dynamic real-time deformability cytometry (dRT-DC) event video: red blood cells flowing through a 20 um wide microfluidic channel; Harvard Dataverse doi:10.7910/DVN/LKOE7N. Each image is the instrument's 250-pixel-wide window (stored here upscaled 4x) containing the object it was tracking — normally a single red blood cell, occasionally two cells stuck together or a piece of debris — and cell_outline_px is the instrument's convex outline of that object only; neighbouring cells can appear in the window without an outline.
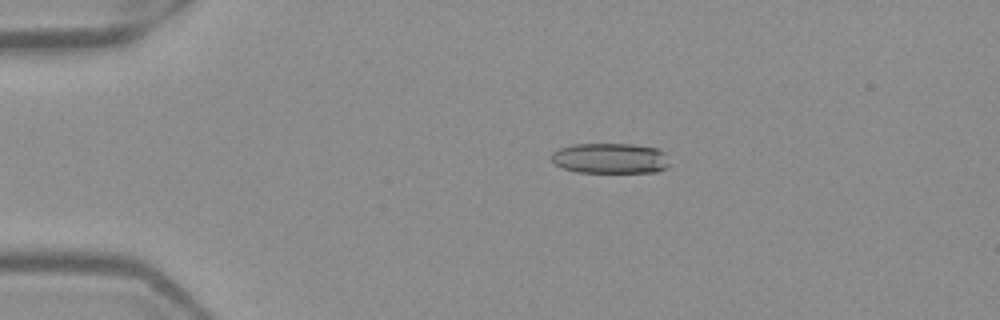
{"species": "Egyptian fruit bat (a non-hibernating species)", "species_latin": "Rousettus aegyptiacus", "temperature_condition": "warm", "stored_images_in_passage": 52, "camera_frame_rate_fps": 3000, "um_per_image_px": 0.085, "frame": {"image": 1, "passage_image": 11, "time_ms": 3.333, "image_size_px": [1000, 320], "cell_outline_px": [[668, 168], [656, 172], [576, 172], [564, 168], [556, 164], [552, 160], [552, 152], [560, 148], [572, 144], [632, 144], [656, 148], [664, 152], [668, 164]], "centroid_in_image_um": [51.87, 13.45], "position_along_channel_um": 33.1, "area_um2": 20.87}}
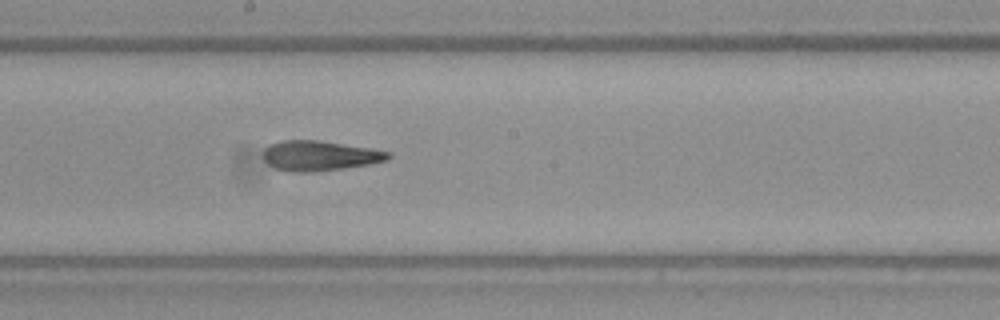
{"frame": {"image": 2, "passage_image": 29, "time_ms": 9.333, "image_size_px": [1000, 320], "cell_outline_px": [[392, 156], [388, 160], [372, 164], [316, 172], [292, 172], [276, 168], [268, 164], [264, 160], [264, 148], [280, 140], [320, 140], [372, 148], [392, 152]], "centroid_in_image_um": [27.23, 13.23], "position_along_channel_um": 221.0, "area_um2": 22.14}}
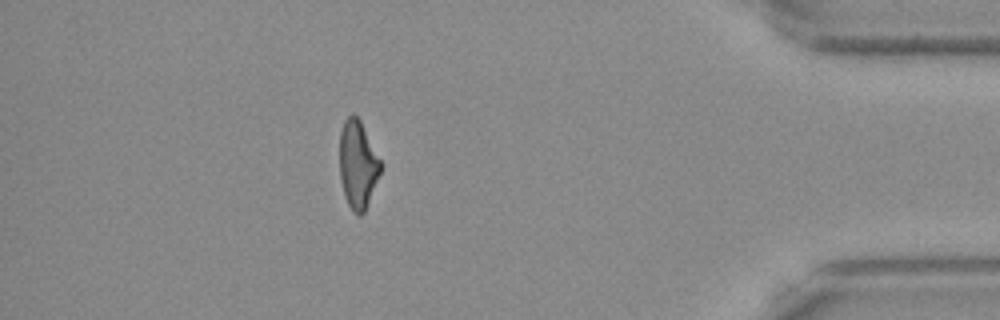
{"frame": {"image": 3, "passage_image": 46, "time_ms": 15.0, "image_size_px": [1000, 320], "cell_outline_px": [[380, 172], [364, 212], [360, 216], [356, 216], [352, 212], [344, 196], [340, 180], [340, 132], [344, 120], [352, 112], [360, 120], [380, 160]], "centroid_in_image_um": [30.38, 14.0], "position_along_channel_um": 404.8, "area_um2": 20.75}, "authors_computed_cell_mechanics": {"area_um2": 21.9929, "velocity_mm_per_s": 3.9965, "shape_relaxation_time_tau1_ms": null, "shape_relaxation_time_tau2_ms": 3.1257, "deformation_change_tau1": null, "deformation_change_tau2": 0.1363}}